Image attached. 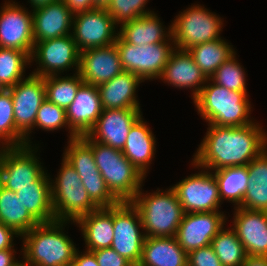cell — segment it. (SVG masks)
Listing matches in <instances>:
<instances>
[{"label":"cell","instance_id":"cell-44","mask_svg":"<svg viewBox=\"0 0 267 266\" xmlns=\"http://www.w3.org/2000/svg\"><path fill=\"white\" fill-rule=\"evenodd\" d=\"M18 234L10 227L0 222V250L14 249V237Z\"/></svg>","mask_w":267,"mask_h":266},{"label":"cell","instance_id":"cell-6","mask_svg":"<svg viewBox=\"0 0 267 266\" xmlns=\"http://www.w3.org/2000/svg\"><path fill=\"white\" fill-rule=\"evenodd\" d=\"M61 165L55 180H50L55 219L76 221L99 207L90 199L76 170L64 158Z\"/></svg>","mask_w":267,"mask_h":266},{"label":"cell","instance_id":"cell-26","mask_svg":"<svg viewBox=\"0 0 267 266\" xmlns=\"http://www.w3.org/2000/svg\"><path fill=\"white\" fill-rule=\"evenodd\" d=\"M162 24L160 17L153 12L122 24L118 35L125 42L137 46L166 42L172 36V29L171 25L166 28Z\"/></svg>","mask_w":267,"mask_h":266},{"label":"cell","instance_id":"cell-25","mask_svg":"<svg viewBox=\"0 0 267 266\" xmlns=\"http://www.w3.org/2000/svg\"><path fill=\"white\" fill-rule=\"evenodd\" d=\"M142 117L130 128L122 153L146 177L150 163L155 157L156 139Z\"/></svg>","mask_w":267,"mask_h":266},{"label":"cell","instance_id":"cell-49","mask_svg":"<svg viewBox=\"0 0 267 266\" xmlns=\"http://www.w3.org/2000/svg\"><path fill=\"white\" fill-rule=\"evenodd\" d=\"M57 1L59 0H28V2L31 5L30 7H32V10L38 7L45 6L47 4L57 2Z\"/></svg>","mask_w":267,"mask_h":266},{"label":"cell","instance_id":"cell-38","mask_svg":"<svg viewBox=\"0 0 267 266\" xmlns=\"http://www.w3.org/2000/svg\"><path fill=\"white\" fill-rule=\"evenodd\" d=\"M236 59L235 53L222 63L209 79L210 82H214L228 90L247 92L245 70Z\"/></svg>","mask_w":267,"mask_h":266},{"label":"cell","instance_id":"cell-29","mask_svg":"<svg viewBox=\"0 0 267 266\" xmlns=\"http://www.w3.org/2000/svg\"><path fill=\"white\" fill-rule=\"evenodd\" d=\"M249 184L241 208L267 211V149L248 165Z\"/></svg>","mask_w":267,"mask_h":266},{"label":"cell","instance_id":"cell-34","mask_svg":"<svg viewBox=\"0 0 267 266\" xmlns=\"http://www.w3.org/2000/svg\"><path fill=\"white\" fill-rule=\"evenodd\" d=\"M84 83L79 73L72 76L52 75L44 77L46 99L67 109L76 97L79 87Z\"/></svg>","mask_w":267,"mask_h":266},{"label":"cell","instance_id":"cell-15","mask_svg":"<svg viewBox=\"0 0 267 266\" xmlns=\"http://www.w3.org/2000/svg\"><path fill=\"white\" fill-rule=\"evenodd\" d=\"M32 10L11 0L0 9V47L16 49L30 57L34 49Z\"/></svg>","mask_w":267,"mask_h":266},{"label":"cell","instance_id":"cell-18","mask_svg":"<svg viewBox=\"0 0 267 266\" xmlns=\"http://www.w3.org/2000/svg\"><path fill=\"white\" fill-rule=\"evenodd\" d=\"M103 111L97 86L83 83L66 109L69 140L87 135Z\"/></svg>","mask_w":267,"mask_h":266},{"label":"cell","instance_id":"cell-22","mask_svg":"<svg viewBox=\"0 0 267 266\" xmlns=\"http://www.w3.org/2000/svg\"><path fill=\"white\" fill-rule=\"evenodd\" d=\"M158 79L164 80L172 87L192 89V99H194L202 90L208 78L187 50L175 48Z\"/></svg>","mask_w":267,"mask_h":266},{"label":"cell","instance_id":"cell-27","mask_svg":"<svg viewBox=\"0 0 267 266\" xmlns=\"http://www.w3.org/2000/svg\"><path fill=\"white\" fill-rule=\"evenodd\" d=\"M138 266H188V253L176 237H146Z\"/></svg>","mask_w":267,"mask_h":266},{"label":"cell","instance_id":"cell-23","mask_svg":"<svg viewBox=\"0 0 267 266\" xmlns=\"http://www.w3.org/2000/svg\"><path fill=\"white\" fill-rule=\"evenodd\" d=\"M71 223L80 228L86 244L85 250L95 251L111 247L114 238L113 206L99 207Z\"/></svg>","mask_w":267,"mask_h":266},{"label":"cell","instance_id":"cell-19","mask_svg":"<svg viewBox=\"0 0 267 266\" xmlns=\"http://www.w3.org/2000/svg\"><path fill=\"white\" fill-rule=\"evenodd\" d=\"M123 71L115 43L80 52L78 73L86 84L99 86Z\"/></svg>","mask_w":267,"mask_h":266},{"label":"cell","instance_id":"cell-14","mask_svg":"<svg viewBox=\"0 0 267 266\" xmlns=\"http://www.w3.org/2000/svg\"><path fill=\"white\" fill-rule=\"evenodd\" d=\"M117 27L106 8H95L73 15L72 36L82 52L114 44L118 37Z\"/></svg>","mask_w":267,"mask_h":266},{"label":"cell","instance_id":"cell-35","mask_svg":"<svg viewBox=\"0 0 267 266\" xmlns=\"http://www.w3.org/2000/svg\"><path fill=\"white\" fill-rule=\"evenodd\" d=\"M211 245L223 266H241L247 253L235 230L225 228L212 239Z\"/></svg>","mask_w":267,"mask_h":266},{"label":"cell","instance_id":"cell-28","mask_svg":"<svg viewBox=\"0 0 267 266\" xmlns=\"http://www.w3.org/2000/svg\"><path fill=\"white\" fill-rule=\"evenodd\" d=\"M50 180L48 173L44 172L34 182V186H25L16 192L19 200L38 223L56 220L52 205Z\"/></svg>","mask_w":267,"mask_h":266},{"label":"cell","instance_id":"cell-48","mask_svg":"<svg viewBox=\"0 0 267 266\" xmlns=\"http://www.w3.org/2000/svg\"><path fill=\"white\" fill-rule=\"evenodd\" d=\"M241 266H267V256L247 255Z\"/></svg>","mask_w":267,"mask_h":266},{"label":"cell","instance_id":"cell-43","mask_svg":"<svg viewBox=\"0 0 267 266\" xmlns=\"http://www.w3.org/2000/svg\"><path fill=\"white\" fill-rule=\"evenodd\" d=\"M99 266H133L113 248H102L92 251Z\"/></svg>","mask_w":267,"mask_h":266},{"label":"cell","instance_id":"cell-17","mask_svg":"<svg viewBox=\"0 0 267 266\" xmlns=\"http://www.w3.org/2000/svg\"><path fill=\"white\" fill-rule=\"evenodd\" d=\"M140 109H103L87 135L93 141L122 151L130 128L143 115Z\"/></svg>","mask_w":267,"mask_h":266},{"label":"cell","instance_id":"cell-2","mask_svg":"<svg viewBox=\"0 0 267 266\" xmlns=\"http://www.w3.org/2000/svg\"><path fill=\"white\" fill-rule=\"evenodd\" d=\"M69 223L63 220L39 223L24 233L22 260L30 266H72L77 247L63 231Z\"/></svg>","mask_w":267,"mask_h":266},{"label":"cell","instance_id":"cell-36","mask_svg":"<svg viewBox=\"0 0 267 266\" xmlns=\"http://www.w3.org/2000/svg\"><path fill=\"white\" fill-rule=\"evenodd\" d=\"M30 56L16 49L0 47V89H10L24 79Z\"/></svg>","mask_w":267,"mask_h":266},{"label":"cell","instance_id":"cell-21","mask_svg":"<svg viewBox=\"0 0 267 266\" xmlns=\"http://www.w3.org/2000/svg\"><path fill=\"white\" fill-rule=\"evenodd\" d=\"M32 11L35 42L72 34L74 14L63 0L35 8Z\"/></svg>","mask_w":267,"mask_h":266},{"label":"cell","instance_id":"cell-42","mask_svg":"<svg viewBox=\"0 0 267 266\" xmlns=\"http://www.w3.org/2000/svg\"><path fill=\"white\" fill-rule=\"evenodd\" d=\"M188 266H223L212 245L192 250L188 253Z\"/></svg>","mask_w":267,"mask_h":266},{"label":"cell","instance_id":"cell-30","mask_svg":"<svg viewBox=\"0 0 267 266\" xmlns=\"http://www.w3.org/2000/svg\"><path fill=\"white\" fill-rule=\"evenodd\" d=\"M0 222L12 228L19 237L39 224L27 211L17 194L1 184Z\"/></svg>","mask_w":267,"mask_h":266},{"label":"cell","instance_id":"cell-4","mask_svg":"<svg viewBox=\"0 0 267 266\" xmlns=\"http://www.w3.org/2000/svg\"><path fill=\"white\" fill-rule=\"evenodd\" d=\"M131 202L139 211L146 237L176 236L185 212L172 187L145 194L141 188Z\"/></svg>","mask_w":267,"mask_h":266},{"label":"cell","instance_id":"cell-3","mask_svg":"<svg viewBox=\"0 0 267 266\" xmlns=\"http://www.w3.org/2000/svg\"><path fill=\"white\" fill-rule=\"evenodd\" d=\"M193 99L195 107L207 125L240 127L253 123L247 92H236L209 82ZM208 84V85H207Z\"/></svg>","mask_w":267,"mask_h":266},{"label":"cell","instance_id":"cell-5","mask_svg":"<svg viewBox=\"0 0 267 266\" xmlns=\"http://www.w3.org/2000/svg\"><path fill=\"white\" fill-rule=\"evenodd\" d=\"M91 146L97 168L110 192L120 201H132L143 186L145 176L121 150L82 136Z\"/></svg>","mask_w":267,"mask_h":266},{"label":"cell","instance_id":"cell-16","mask_svg":"<svg viewBox=\"0 0 267 266\" xmlns=\"http://www.w3.org/2000/svg\"><path fill=\"white\" fill-rule=\"evenodd\" d=\"M228 218L221 211L184 213L176 239L185 252L205 247L226 225Z\"/></svg>","mask_w":267,"mask_h":266},{"label":"cell","instance_id":"cell-31","mask_svg":"<svg viewBox=\"0 0 267 266\" xmlns=\"http://www.w3.org/2000/svg\"><path fill=\"white\" fill-rule=\"evenodd\" d=\"M187 51L207 78H209L222 63L236 53L233 45H229L222 37L214 41L194 45Z\"/></svg>","mask_w":267,"mask_h":266},{"label":"cell","instance_id":"cell-24","mask_svg":"<svg viewBox=\"0 0 267 266\" xmlns=\"http://www.w3.org/2000/svg\"><path fill=\"white\" fill-rule=\"evenodd\" d=\"M142 82L134 73L123 71L97 86L103 109L140 108L136 90Z\"/></svg>","mask_w":267,"mask_h":266},{"label":"cell","instance_id":"cell-1","mask_svg":"<svg viewBox=\"0 0 267 266\" xmlns=\"http://www.w3.org/2000/svg\"><path fill=\"white\" fill-rule=\"evenodd\" d=\"M208 126L193 155L191 164L194 168L215 171L247 166L267 149V133L258 122L240 127Z\"/></svg>","mask_w":267,"mask_h":266},{"label":"cell","instance_id":"cell-8","mask_svg":"<svg viewBox=\"0 0 267 266\" xmlns=\"http://www.w3.org/2000/svg\"><path fill=\"white\" fill-rule=\"evenodd\" d=\"M115 44L120 55L122 69L134 73L143 82L155 80L161 76L175 49L172 36L166 42L137 46L125 42L118 35Z\"/></svg>","mask_w":267,"mask_h":266},{"label":"cell","instance_id":"cell-11","mask_svg":"<svg viewBox=\"0 0 267 266\" xmlns=\"http://www.w3.org/2000/svg\"><path fill=\"white\" fill-rule=\"evenodd\" d=\"M30 60L35 61L36 65L39 64V68L37 66V69L32 71V74L37 76L60 75L71 68L76 69L74 72L78 73L80 51L70 34L35 42Z\"/></svg>","mask_w":267,"mask_h":266},{"label":"cell","instance_id":"cell-45","mask_svg":"<svg viewBox=\"0 0 267 266\" xmlns=\"http://www.w3.org/2000/svg\"><path fill=\"white\" fill-rule=\"evenodd\" d=\"M72 266H99L92 251L85 250L83 253L77 249Z\"/></svg>","mask_w":267,"mask_h":266},{"label":"cell","instance_id":"cell-20","mask_svg":"<svg viewBox=\"0 0 267 266\" xmlns=\"http://www.w3.org/2000/svg\"><path fill=\"white\" fill-rule=\"evenodd\" d=\"M231 226L247 255L267 256V211L235 207Z\"/></svg>","mask_w":267,"mask_h":266},{"label":"cell","instance_id":"cell-7","mask_svg":"<svg viewBox=\"0 0 267 266\" xmlns=\"http://www.w3.org/2000/svg\"><path fill=\"white\" fill-rule=\"evenodd\" d=\"M223 19L200 4L179 12L171 23L175 48L188 50L194 45L217 40L222 32Z\"/></svg>","mask_w":267,"mask_h":266},{"label":"cell","instance_id":"cell-46","mask_svg":"<svg viewBox=\"0 0 267 266\" xmlns=\"http://www.w3.org/2000/svg\"><path fill=\"white\" fill-rule=\"evenodd\" d=\"M73 14L95 9L93 0H63Z\"/></svg>","mask_w":267,"mask_h":266},{"label":"cell","instance_id":"cell-41","mask_svg":"<svg viewBox=\"0 0 267 266\" xmlns=\"http://www.w3.org/2000/svg\"><path fill=\"white\" fill-rule=\"evenodd\" d=\"M90 199L98 207H111L120 201L110 192L103 177L81 179Z\"/></svg>","mask_w":267,"mask_h":266},{"label":"cell","instance_id":"cell-39","mask_svg":"<svg viewBox=\"0 0 267 266\" xmlns=\"http://www.w3.org/2000/svg\"><path fill=\"white\" fill-rule=\"evenodd\" d=\"M149 0H111L107 6V12L113 17L115 24L120 26L139 18L153 13L152 10L145 9Z\"/></svg>","mask_w":267,"mask_h":266},{"label":"cell","instance_id":"cell-9","mask_svg":"<svg viewBox=\"0 0 267 266\" xmlns=\"http://www.w3.org/2000/svg\"><path fill=\"white\" fill-rule=\"evenodd\" d=\"M38 146L23 145L0 148V184L13 192L34 182L44 170L36 156Z\"/></svg>","mask_w":267,"mask_h":266},{"label":"cell","instance_id":"cell-51","mask_svg":"<svg viewBox=\"0 0 267 266\" xmlns=\"http://www.w3.org/2000/svg\"><path fill=\"white\" fill-rule=\"evenodd\" d=\"M16 266H30V265L26 264L23 260H21V262Z\"/></svg>","mask_w":267,"mask_h":266},{"label":"cell","instance_id":"cell-10","mask_svg":"<svg viewBox=\"0 0 267 266\" xmlns=\"http://www.w3.org/2000/svg\"><path fill=\"white\" fill-rule=\"evenodd\" d=\"M113 227L111 248L133 266H138L146 236L139 211L131 201H122L113 206Z\"/></svg>","mask_w":267,"mask_h":266},{"label":"cell","instance_id":"cell-40","mask_svg":"<svg viewBox=\"0 0 267 266\" xmlns=\"http://www.w3.org/2000/svg\"><path fill=\"white\" fill-rule=\"evenodd\" d=\"M41 128L46 131H54L68 127L66 118V109L55 105L48 99H45L37 112L34 128Z\"/></svg>","mask_w":267,"mask_h":266},{"label":"cell","instance_id":"cell-47","mask_svg":"<svg viewBox=\"0 0 267 266\" xmlns=\"http://www.w3.org/2000/svg\"><path fill=\"white\" fill-rule=\"evenodd\" d=\"M15 249L0 250V266H16L21 262L15 258Z\"/></svg>","mask_w":267,"mask_h":266},{"label":"cell","instance_id":"cell-13","mask_svg":"<svg viewBox=\"0 0 267 266\" xmlns=\"http://www.w3.org/2000/svg\"><path fill=\"white\" fill-rule=\"evenodd\" d=\"M14 107L16 129L25 137V145H32V133L38 109L46 99L44 77L30 73L9 89Z\"/></svg>","mask_w":267,"mask_h":266},{"label":"cell","instance_id":"cell-12","mask_svg":"<svg viewBox=\"0 0 267 266\" xmlns=\"http://www.w3.org/2000/svg\"><path fill=\"white\" fill-rule=\"evenodd\" d=\"M172 188L185 213L220 211L222 200L219 185L210 170L202 168L198 173L191 174Z\"/></svg>","mask_w":267,"mask_h":266},{"label":"cell","instance_id":"cell-33","mask_svg":"<svg viewBox=\"0 0 267 266\" xmlns=\"http://www.w3.org/2000/svg\"><path fill=\"white\" fill-rule=\"evenodd\" d=\"M63 155L81 179L102 177L95 163L92 146L83 137L69 140Z\"/></svg>","mask_w":267,"mask_h":266},{"label":"cell","instance_id":"cell-50","mask_svg":"<svg viewBox=\"0 0 267 266\" xmlns=\"http://www.w3.org/2000/svg\"><path fill=\"white\" fill-rule=\"evenodd\" d=\"M96 8H107L111 0H93Z\"/></svg>","mask_w":267,"mask_h":266},{"label":"cell","instance_id":"cell-32","mask_svg":"<svg viewBox=\"0 0 267 266\" xmlns=\"http://www.w3.org/2000/svg\"><path fill=\"white\" fill-rule=\"evenodd\" d=\"M213 173L219 185L222 202L225 199L234 203V208L239 207L249 184L247 166L225 167Z\"/></svg>","mask_w":267,"mask_h":266},{"label":"cell","instance_id":"cell-37","mask_svg":"<svg viewBox=\"0 0 267 266\" xmlns=\"http://www.w3.org/2000/svg\"><path fill=\"white\" fill-rule=\"evenodd\" d=\"M23 145L25 137L15 126L11 92L9 89H0V147Z\"/></svg>","mask_w":267,"mask_h":266}]
</instances>
